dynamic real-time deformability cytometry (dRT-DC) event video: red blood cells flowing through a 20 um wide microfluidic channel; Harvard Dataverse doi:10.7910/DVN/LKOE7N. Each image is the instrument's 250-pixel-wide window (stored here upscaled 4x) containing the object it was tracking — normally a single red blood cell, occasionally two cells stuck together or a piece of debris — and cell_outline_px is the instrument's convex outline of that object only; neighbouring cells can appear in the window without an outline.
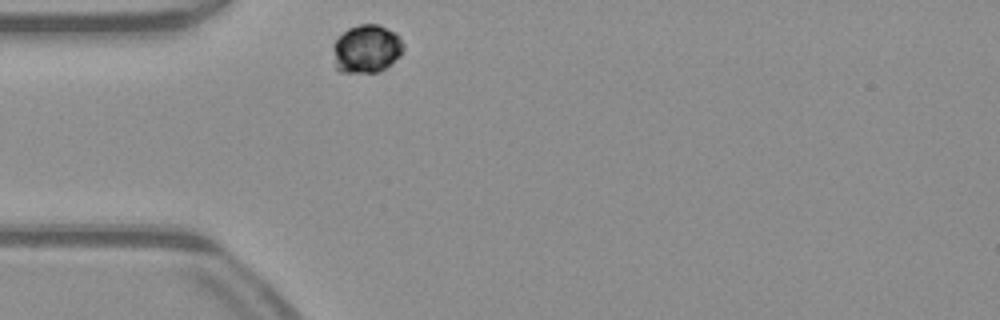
{"species": "common noctule bat (a hibernating species)", "species_latin": "Nyctalus noctula", "temperature_condition": "warm", "stored_images_in_passage": 39, "camera_frame_rate_fps": 3000, "um_per_image_px": 0.085, "animal": {"sex": "male", "body_mass_g": 23.1, "forearm_length_mm": 52.7}, "frame": {"image": 1, "passage_image": 1, "time_ms": 0.0, "image_size_px": [1000, 320], "cell_outline_px": [[404, 48], [400, 56], [384, 68], [376, 72], [340, 72], [336, 68], [332, 48], [332, 44], [348, 28], [360, 24], [376, 24], [396, 32], [400, 36], [404, 44]], "centroid_in_image_um": [31.16, 4.14], "position_along_channel_um": 53.8, "area_um2": 19.77}}
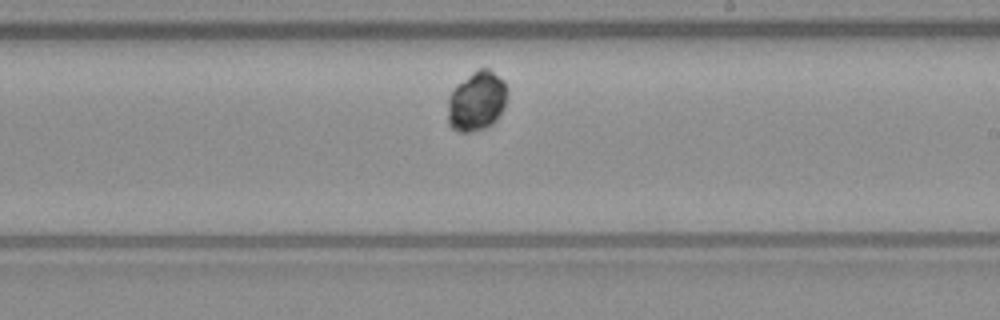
{"frame": {"image": 2, "passage_image": 17, "time_ms": 5.333, "image_size_px": [1000, 320], "cell_outline_px": [[508, 88], [504, 108], [496, 120], [492, 124], [484, 128], [468, 132], [460, 132], [452, 128], [448, 124], [448, 96], [456, 84], [472, 72], [480, 68], [488, 68], [504, 80]], "centroid_in_image_um": [40.52, 8.58], "position_along_channel_um": 248.5, "area_um2": 20.87}}
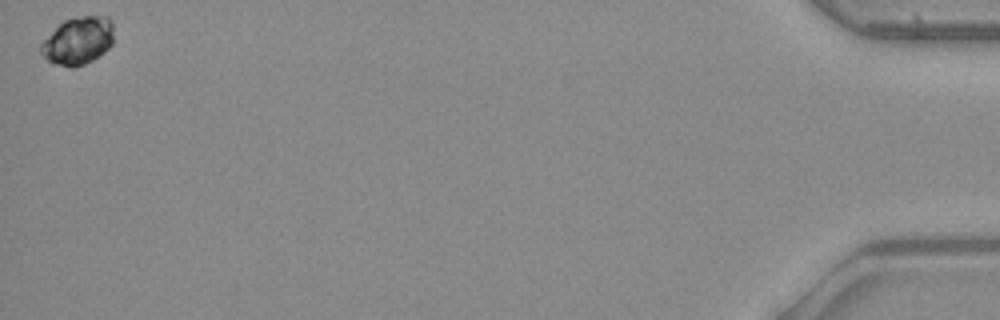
{"frame": {"image": 3, "passage_image": 39, "time_ms": 12.667, "image_size_px": [1000, 320], "cell_outline_px": [[112, 44], [104, 52], [92, 60], [84, 64], [72, 68], [52, 64], [40, 52], [40, 44], [64, 20], [84, 16], [108, 16], [112, 24]], "centroid_in_image_um": [6.62, 3.48], "position_along_channel_um": 428.6, "area_um2": 20.0}}